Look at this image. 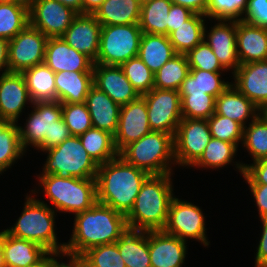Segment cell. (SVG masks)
I'll list each match as a JSON object with an SVG mask.
<instances>
[{"instance_id": "52a82bcc", "label": "cell", "mask_w": 267, "mask_h": 267, "mask_svg": "<svg viewBox=\"0 0 267 267\" xmlns=\"http://www.w3.org/2000/svg\"><path fill=\"white\" fill-rule=\"evenodd\" d=\"M119 156L149 175L170 174L176 166L173 136L164 132L151 131L126 145Z\"/></svg>"}, {"instance_id": "91938a15", "label": "cell", "mask_w": 267, "mask_h": 267, "mask_svg": "<svg viewBox=\"0 0 267 267\" xmlns=\"http://www.w3.org/2000/svg\"><path fill=\"white\" fill-rule=\"evenodd\" d=\"M7 1L20 5L29 11L34 5L36 0H7Z\"/></svg>"}, {"instance_id": "6125c7cd", "label": "cell", "mask_w": 267, "mask_h": 267, "mask_svg": "<svg viewBox=\"0 0 267 267\" xmlns=\"http://www.w3.org/2000/svg\"><path fill=\"white\" fill-rule=\"evenodd\" d=\"M0 267H6L2 250V231L0 232Z\"/></svg>"}, {"instance_id": "f546056e", "label": "cell", "mask_w": 267, "mask_h": 267, "mask_svg": "<svg viewBox=\"0 0 267 267\" xmlns=\"http://www.w3.org/2000/svg\"><path fill=\"white\" fill-rule=\"evenodd\" d=\"M176 54L169 36L142 34L137 56L154 74Z\"/></svg>"}, {"instance_id": "74e56055", "label": "cell", "mask_w": 267, "mask_h": 267, "mask_svg": "<svg viewBox=\"0 0 267 267\" xmlns=\"http://www.w3.org/2000/svg\"><path fill=\"white\" fill-rule=\"evenodd\" d=\"M189 70L186 54L177 53L154 74V88L178 91Z\"/></svg>"}, {"instance_id": "4dcf8cb0", "label": "cell", "mask_w": 267, "mask_h": 267, "mask_svg": "<svg viewBox=\"0 0 267 267\" xmlns=\"http://www.w3.org/2000/svg\"><path fill=\"white\" fill-rule=\"evenodd\" d=\"M32 102L56 101L55 72L44 62L21 73Z\"/></svg>"}, {"instance_id": "be15d7a7", "label": "cell", "mask_w": 267, "mask_h": 267, "mask_svg": "<svg viewBox=\"0 0 267 267\" xmlns=\"http://www.w3.org/2000/svg\"><path fill=\"white\" fill-rule=\"evenodd\" d=\"M36 267H50V252H48L46 259Z\"/></svg>"}, {"instance_id": "f35d334b", "label": "cell", "mask_w": 267, "mask_h": 267, "mask_svg": "<svg viewBox=\"0 0 267 267\" xmlns=\"http://www.w3.org/2000/svg\"><path fill=\"white\" fill-rule=\"evenodd\" d=\"M29 25V11L13 2H0V37L8 41Z\"/></svg>"}, {"instance_id": "f907efd6", "label": "cell", "mask_w": 267, "mask_h": 267, "mask_svg": "<svg viewBox=\"0 0 267 267\" xmlns=\"http://www.w3.org/2000/svg\"><path fill=\"white\" fill-rule=\"evenodd\" d=\"M193 14L194 12L189 8L172 4L168 14L167 36L177 30V27L183 25Z\"/></svg>"}, {"instance_id": "ffe728a7", "label": "cell", "mask_w": 267, "mask_h": 267, "mask_svg": "<svg viewBox=\"0 0 267 267\" xmlns=\"http://www.w3.org/2000/svg\"><path fill=\"white\" fill-rule=\"evenodd\" d=\"M93 85L120 106L136 100L140 96L120 66L94 64Z\"/></svg>"}, {"instance_id": "7402d4cb", "label": "cell", "mask_w": 267, "mask_h": 267, "mask_svg": "<svg viewBox=\"0 0 267 267\" xmlns=\"http://www.w3.org/2000/svg\"><path fill=\"white\" fill-rule=\"evenodd\" d=\"M231 77L234 87L258 108L267 102V60L242 64Z\"/></svg>"}, {"instance_id": "d590c367", "label": "cell", "mask_w": 267, "mask_h": 267, "mask_svg": "<svg viewBox=\"0 0 267 267\" xmlns=\"http://www.w3.org/2000/svg\"><path fill=\"white\" fill-rule=\"evenodd\" d=\"M24 153L20 144L18 123L0 118V174L12 168Z\"/></svg>"}, {"instance_id": "bcb514c9", "label": "cell", "mask_w": 267, "mask_h": 267, "mask_svg": "<svg viewBox=\"0 0 267 267\" xmlns=\"http://www.w3.org/2000/svg\"><path fill=\"white\" fill-rule=\"evenodd\" d=\"M190 70H203L222 73L226 70L221 66L213 50L203 40L186 54Z\"/></svg>"}, {"instance_id": "5bb4252c", "label": "cell", "mask_w": 267, "mask_h": 267, "mask_svg": "<svg viewBox=\"0 0 267 267\" xmlns=\"http://www.w3.org/2000/svg\"><path fill=\"white\" fill-rule=\"evenodd\" d=\"M77 13L57 0H36L29 10V25L46 37H61Z\"/></svg>"}, {"instance_id": "4fadbf2b", "label": "cell", "mask_w": 267, "mask_h": 267, "mask_svg": "<svg viewBox=\"0 0 267 267\" xmlns=\"http://www.w3.org/2000/svg\"><path fill=\"white\" fill-rule=\"evenodd\" d=\"M48 37L28 25L8 44V72L23 71L43 63Z\"/></svg>"}, {"instance_id": "6da1fadb", "label": "cell", "mask_w": 267, "mask_h": 267, "mask_svg": "<svg viewBox=\"0 0 267 267\" xmlns=\"http://www.w3.org/2000/svg\"><path fill=\"white\" fill-rule=\"evenodd\" d=\"M74 216L72 235L64 249L71 253L83 255L93 247L116 243L128 230L125 215L98 202Z\"/></svg>"}, {"instance_id": "603a6c76", "label": "cell", "mask_w": 267, "mask_h": 267, "mask_svg": "<svg viewBox=\"0 0 267 267\" xmlns=\"http://www.w3.org/2000/svg\"><path fill=\"white\" fill-rule=\"evenodd\" d=\"M2 250L6 267H36L48 251L36 242L16 238L2 231Z\"/></svg>"}, {"instance_id": "ab89813d", "label": "cell", "mask_w": 267, "mask_h": 267, "mask_svg": "<svg viewBox=\"0 0 267 267\" xmlns=\"http://www.w3.org/2000/svg\"><path fill=\"white\" fill-rule=\"evenodd\" d=\"M243 127L242 146L248 151L253 162L267 158V123L259 116Z\"/></svg>"}, {"instance_id": "83f0119b", "label": "cell", "mask_w": 267, "mask_h": 267, "mask_svg": "<svg viewBox=\"0 0 267 267\" xmlns=\"http://www.w3.org/2000/svg\"><path fill=\"white\" fill-rule=\"evenodd\" d=\"M141 4L140 0H105L94 15L102 26L138 24Z\"/></svg>"}, {"instance_id": "277c9868", "label": "cell", "mask_w": 267, "mask_h": 267, "mask_svg": "<svg viewBox=\"0 0 267 267\" xmlns=\"http://www.w3.org/2000/svg\"><path fill=\"white\" fill-rule=\"evenodd\" d=\"M33 110L22 127L18 124L20 144L26 152L33 146L43 153L71 137L62 118V103L59 101L34 102Z\"/></svg>"}, {"instance_id": "f5cc1de1", "label": "cell", "mask_w": 267, "mask_h": 267, "mask_svg": "<svg viewBox=\"0 0 267 267\" xmlns=\"http://www.w3.org/2000/svg\"><path fill=\"white\" fill-rule=\"evenodd\" d=\"M248 186L255 199L259 218H267V184H248Z\"/></svg>"}, {"instance_id": "9a60e30c", "label": "cell", "mask_w": 267, "mask_h": 267, "mask_svg": "<svg viewBox=\"0 0 267 267\" xmlns=\"http://www.w3.org/2000/svg\"><path fill=\"white\" fill-rule=\"evenodd\" d=\"M151 131L147 104L143 96L122 105L117 131L114 135V144L117 151L120 152L126 145L139 140Z\"/></svg>"}, {"instance_id": "9c48e42d", "label": "cell", "mask_w": 267, "mask_h": 267, "mask_svg": "<svg viewBox=\"0 0 267 267\" xmlns=\"http://www.w3.org/2000/svg\"><path fill=\"white\" fill-rule=\"evenodd\" d=\"M142 34L138 24L102 26L94 64L120 66L137 57Z\"/></svg>"}, {"instance_id": "e0dca14e", "label": "cell", "mask_w": 267, "mask_h": 267, "mask_svg": "<svg viewBox=\"0 0 267 267\" xmlns=\"http://www.w3.org/2000/svg\"><path fill=\"white\" fill-rule=\"evenodd\" d=\"M101 27L94 14H77L61 38L95 62L99 52Z\"/></svg>"}, {"instance_id": "5b68a950", "label": "cell", "mask_w": 267, "mask_h": 267, "mask_svg": "<svg viewBox=\"0 0 267 267\" xmlns=\"http://www.w3.org/2000/svg\"><path fill=\"white\" fill-rule=\"evenodd\" d=\"M26 195L24 208L17 221L5 231L16 237L36 242L48 252L62 251L65 242L59 243L55 231L57 212L45 201Z\"/></svg>"}, {"instance_id": "1f68e13d", "label": "cell", "mask_w": 267, "mask_h": 267, "mask_svg": "<svg viewBox=\"0 0 267 267\" xmlns=\"http://www.w3.org/2000/svg\"><path fill=\"white\" fill-rule=\"evenodd\" d=\"M222 73L203 70H189V74L182 81L179 94H209L215 99L231 84L221 78Z\"/></svg>"}, {"instance_id": "b9f144b4", "label": "cell", "mask_w": 267, "mask_h": 267, "mask_svg": "<svg viewBox=\"0 0 267 267\" xmlns=\"http://www.w3.org/2000/svg\"><path fill=\"white\" fill-rule=\"evenodd\" d=\"M182 118L208 119L215 113V98L212 95L180 94Z\"/></svg>"}, {"instance_id": "e575fe53", "label": "cell", "mask_w": 267, "mask_h": 267, "mask_svg": "<svg viewBox=\"0 0 267 267\" xmlns=\"http://www.w3.org/2000/svg\"><path fill=\"white\" fill-rule=\"evenodd\" d=\"M79 139L89 156L98 165L104 164L119 155L114 144V136L106 131L92 127L84 134L79 135Z\"/></svg>"}, {"instance_id": "ee69618b", "label": "cell", "mask_w": 267, "mask_h": 267, "mask_svg": "<svg viewBox=\"0 0 267 267\" xmlns=\"http://www.w3.org/2000/svg\"><path fill=\"white\" fill-rule=\"evenodd\" d=\"M248 0H208L205 16L209 20L240 21L247 9Z\"/></svg>"}, {"instance_id": "9f6ffc18", "label": "cell", "mask_w": 267, "mask_h": 267, "mask_svg": "<svg viewBox=\"0 0 267 267\" xmlns=\"http://www.w3.org/2000/svg\"><path fill=\"white\" fill-rule=\"evenodd\" d=\"M8 44L7 39L0 37V74L8 72Z\"/></svg>"}, {"instance_id": "2e32d148", "label": "cell", "mask_w": 267, "mask_h": 267, "mask_svg": "<svg viewBox=\"0 0 267 267\" xmlns=\"http://www.w3.org/2000/svg\"><path fill=\"white\" fill-rule=\"evenodd\" d=\"M214 26L207 31V24L204 28V41L213 50L221 66L232 74L240 66L237 56L236 29L237 21L232 20H215Z\"/></svg>"}, {"instance_id": "4316f807", "label": "cell", "mask_w": 267, "mask_h": 267, "mask_svg": "<svg viewBox=\"0 0 267 267\" xmlns=\"http://www.w3.org/2000/svg\"><path fill=\"white\" fill-rule=\"evenodd\" d=\"M56 101L85 103L93 86V72L62 71L55 73Z\"/></svg>"}, {"instance_id": "3957f363", "label": "cell", "mask_w": 267, "mask_h": 267, "mask_svg": "<svg viewBox=\"0 0 267 267\" xmlns=\"http://www.w3.org/2000/svg\"><path fill=\"white\" fill-rule=\"evenodd\" d=\"M170 174L149 175L143 182L131 211L126 215L128 229L163 230L169 206L175 197Z\"/></svg>"}, {"instance_id": "db71d44e", "label": "cell", "mask_w": 267, "mask_h": 267, "mask_svg": "<svg viewBox=\"0 0 267 267\" xmlns=\"http://www.w3.org/2000/svg\"><path fill=\"white\" fill-rule=\"evenodd\" d=\"M260 221L262 235L256 250L255 267H267V218H261Z\"/></svg>"}, {"instance_id": "7dc6e473", "label": "cell", "mask_w": 267, "mask_h": 267, "mask_svg": "<svg viewBox=\"0 0 267 267\" xmlns=\"http://www.w3.org/2000/svg\"><path fill=\"white\" fill-rule=\"evenodd\" d=\"M85 260L93 267H126L117 243L93 247L84 254Z\"/></svg>"}, {"instance_id": "484cf974", "label": "cell", "mask_w": 267, "mask_h": 267, "mask_svg": "<svg viewBox=\"0 0 267 267\" xmlns=\"http://www.w3.org/2000/svg\"><path fill=\"white\" fill-rule=\"evenodd\" d=\"M215 113L238 122L243 127L258 116V107L231 83L216 99Z\"/></svg>"}, {"instance_id": "8992f818", "label": "cell", "mask_w": 267, "mask_h": 267, "mask_svg": "<svg viewBox=\"0 0 267 267\" xmlns=\"http://www.w3.org/2000/svg\"><path fill=\"white\" fill-rule=\"evenodd\" d=\"M38 186L56 212L74 215L90 209L97 202L96 178H60L53 174H39Z\"/></svg>"}, {"instance_id": "94428289", "label": "cell", "mask_w": 267, "mask_h": 267, "mask_svg": "<svg viewBox=\"0 0 267 267\" xmlns=\"http://www.w3.org/2000/svg\"><path fill=\"white\" fill-rule=\"evenodd\" d=\"M258 116L267 123V102L258 108Z\"/></svg>"}, {"instance_id": "d6a6232c", "label": "cell", "mask_w": 267, "mask_h": 267, "mask_svg": "<svg viewBox=\"0 0 267 267\" xmlns=\"http://www.w3.org/2000/svg\"><path fill=\"white\" fill-rule=\"evenodd\" d=\"M206 16L194 13L169 35L176 53L187 54L204 40Z\"/></svg>"}, {"instance_id": "d4e9b609", "label": "cell", "mask_w": 267, "mask_h": 267, "mask_svg": "<svg viewBox=\"0 0 267 267\" xmlns=\"http://www.w3.org/2000/svg\"><path fill=\"white\" fill-rule=\"evenodd\" d=\"M85 103L92 119V127L114 136L121 106L94 85L89 90Z\"/></svg>"}, {"instance_id": "30bf717a", "label": "cell", "mask_w": 267, "mask_h": 267, "mask_svg": "<svg viewBox=\"0 0 267 267\" xmlns=\"http://www.w3.org/2000/svg\"><path fill=\"white\" fill-rule=\"evenodd\" d=\"M212 139L207 119L182 118L173 137L176 165L191 167Z\"/></svg>"}, {"instance_id": "680465c9", "label": "cell", "mask_w": 267, "mask_h": 267, "mask_svg": "<svg viewBox=\"0 0 267 267\" xmlns=\"http://www.w3.org/2000/svg\"><path fill=\"white\" fill-rule=\"evenodd\" d=\"M66 7L72 9L77 14L83 13V2L82 0H57Z\"/></svg>"}, {"instance_id": "44dd1931", "label": "cell", "mask_w": 267, "mask_h": 267, "mask_svg": "<svg viewBox=\"0 0 267 267\" xmlns=\"http://www.w3.org/2000/svg\"><path fill=\"white\" fill-rule=\"evenodd\" d=\"M44 63L55 73L62 71L93 72L94 61L76 51L61 37L48 39Z\"/></svg>"}, {"instance_id": "f6af8a7d", "label": "cell", "mask_w": 267, "mask_h": 267, "mask_svg": "<svg viewBox=\"0 0 267 267\" xmlns=\"http://www.w3.org/2000/svg\"><path fill=\"white\" fill-rule=\"evenodd\" d=\"M62 118L72 136H79L92 128V119L86 103H62Z\"/></svg>"}, {"instance_id": "11a10c76", "label": "cell", "mask_w": 267, "mask_h": 267, "mask_svg": "<svg viewBox=\"0 0 267 267\" xmlns=\"http://www.w3.org/2000/svg\"><path fill=\"white\" fill-rule=\"evenodd\" d=\"M175 5L189 8L192 12L205 16L208 0H171Z\"/></svg>"}, {"instance_id": "d6986e66", "label": "cell", "mask_w": 267, "mask_h": 267, "mask_svg": "<svg viewBox=\"0 0 267 267\" xmlns=\"http://www.w3.org/2000/svg\"><path fill=\"white\" fill-rule=\"evenodd\" d=\"M187 242L163 230L148 231L151 267H182L185 264Z\"/></svg>"}, {"instance_id": "8fae6325", "label": "cell", "mask_w": 267, "mask_h": 267, "mask_svg": "<svg viewBox=\"0 0 267 267\" xmlns=\"http://www.w3.org/2000/svg\"><path fill=\"white\" fill-rule=\"evenodd\" d=\"M205 226V216L199 206L177 197L172 199L164 232L184 241L195 239L208 247L210 241Z\"/></svg>"}, {"instance_id": "cb8c5ba5", "label": "cell", "mask_w": 267, "mask_h": 267, "mask_svg": "<svg viewBox=\"0 0 267 267\" xmlns=\"http://www.w3.org/2000/svg\"><path fill=\"white\" fill-rule=\"evenodd\" d=\"M236 40L240 65L267 60V29L237 21Z\"/></svg>"}, {"instance_id": "7bdbcfd3", "label": "cell", "mask_w": 267, "mask_h": 267, "mask_svg": "<svg viewBox=\"0 0 267 267\" xmlns=\"http://www.w3.org/2000/svg\"><path fill=\"white\" fill-rule=\"evenodd\" d=\"M207 121L212 137L234 143L237 147L239 142L242 144L243 126L238 122L216 113L212 114Z\"/></svg>"}, {"instance_id": "c3c4849f", "label": "cell", "mask_w": 267, "mask_h": 267, "mask_svg": "<svg viewBox=\"0 0 267 267\" xmlns=\"http://www.w3.org/2000/svg\"><path fill=\"white\" fill-rule=\"evenodd\" d=\"M235 168L248 184H267V158L257 160L251 164L235 161Z\"/></svg>"}, {"instance_id": "681fc988", "label": "cell", "mask_w": 267, "mask_h": 267, "mask_svg": "<svg viewBox=\"0 0 267 267\" xmlns=\"http://www.w3.org/2000/svg\"><path fill=\"white\" fill-rule=\"evenodd\" d=\"M242 21L267 29V0H248Z\"/></svg>"}, {"instance_id": "60d3db41", "label": "cell", "mask_w": 267, "mask_h": 267, "mask_svg": "<svg viewBox=\"0 0 267 267\" xmlns=\"http://www.w3.org/2000/svg\"><path fill=\"white\" fill-rule=\"evenodd\" d=\"M120 67L140 96L154 88V73L138 56L124 62Z\"/></svg>"}, {"instance_id": "8d00e7d4", "label": "cell", "mask_w": 267, "mask_h": 267, "mask_svg": "<svg viewBox=\"0 0 267 267\" xmlns=\"http://www.w3.org/2000/svg\"><path fill=\"white\" fill-rule=\"evenodd\" d=\"M238 147L234 143L222 141L220 139L212 137L209 141L203 154L200 158L191 166L192 168H207V169H219L224 166L234 163Z\"/></svg>"}, {"instance_id": "f1b7e54d", "label": "cell", "mask_w": 267, "mask_h": 267, "mask_svg": "<svg viewBox=\"0 0 267 267\" xmlns=\"http://www.w3.org/2000/svg\"><path fill=\"white\" fill-rule=\"evenodd\" d=\"M116 243L126 267H151L148 231L128 229Z\"/></svg>"}, {"instance_id": "816d5d0a", "label": "cell", "mask_w": 267, "mask_h": 267, "mask_svg": "<svg viewBox=\"0 0 267 267\" xmlns=\"http://www.w3.org/2000/svg\"><path fill=\"white\" fill-rule=\"evenodd\" d=\"M63 256L69 259L68 263L61 260L58 262V258L56 257L64 258ZM82 264L83 255L81 254L71 253L66 250L50 252V267H82Z\"/></svg>"}, {"instance_id": "ac0fdd59", "label": "cell", "mask_w": 267, "mask_h": 267, "mask_svg": "<svg viewBox=\"0 0 267 267\" xmlns=\"http://www.w3.org/2000/svg\"><path fill=\"white\" fill-rule=\"evenodd\" d=\"M33 103L21 73L0 74V118L18 123L26 107Z\"/></svg>"}, {"instance_id": "7a4b0ae2", "label": "cell", "mask_w": 267, "mask_h": 267, "mask_svg": "<svg viewBox=\"0 0 267 267\" xmlns=\"http://www.w3.org/2000/svg\"><path fill=\"white\" fill-rule=\"evenodd\" d=\"M149 174L126 162L121 156L98 166L97 202L127 215Z\"/></svg>"}, {"instance_id": "e7e4bbea", "label": "cell", "mask_w": 267, "mask_h": 267, "mask_svg": "<svg viewBox=\"0 0 267 267\" xmlns=\"http://www.w3.org/2000/svg\"><path fill=\"white\" fill-rule=\"evenodd\" d=\"M82 267H93L92 265H90V264L85 260L84 255H83V264H82Z\"/></svg>"}, {"instance_id": "836d02e7", "label": "cell", "mask_w": 267, "mask_h": 267, "mask_svg": "<svg viewBox=\"0 0 267 267\" xmlns=\"http://www.w3.org/2000/svg\"><path fill=\"white\" fill-rule=\"evenodd\" d=\"M171 0H147L141 4L139 27L143 33L167 35Z\"/></svg>"}, {"instance_id": "6f0895ef", "label": "cell", "mask_w": 267, "mask_h": 267, "mask_svg": "<svg viewBox=\"0 0 267 267\" xmlns=\"http://www.w3.org/2000/svg\"><path fill=\"white\" fill-rule=\"evenodd\" d=\"M105 0H82L83 13L94 14Z\"/></svg>"}, {"instance_id": "ba28073f", "label": "cell", "mask_w": 267, "mask_h": 267, "mask_svg": "<svg viewBox=\"0 0 267 267\" xmlns=\"http://www.w3.org/2000/svg\"><path fill=\"white\" fill-rule=\"evenodd\" d=\"M47 154L41 174L60 178H96L98 164L82 146L79 136H71L58 146L45 151Z\"/></svg>"}, {"instance_id": "7c38bea8", "label": "cell", "mask_w": 267, "mask_h": 267, "mask_svg": "<svg viewBox=\"0 0 267 267\" xmlns=\"http://www.w3.org/2000/svg\"><path fill=\"white\" fill-rule=\"evenodd\" d=\"M142 96L147 104L151 130L171 134L174 137L182 120L179 91L153 88Z\"/></svg>"}]
</instances>
